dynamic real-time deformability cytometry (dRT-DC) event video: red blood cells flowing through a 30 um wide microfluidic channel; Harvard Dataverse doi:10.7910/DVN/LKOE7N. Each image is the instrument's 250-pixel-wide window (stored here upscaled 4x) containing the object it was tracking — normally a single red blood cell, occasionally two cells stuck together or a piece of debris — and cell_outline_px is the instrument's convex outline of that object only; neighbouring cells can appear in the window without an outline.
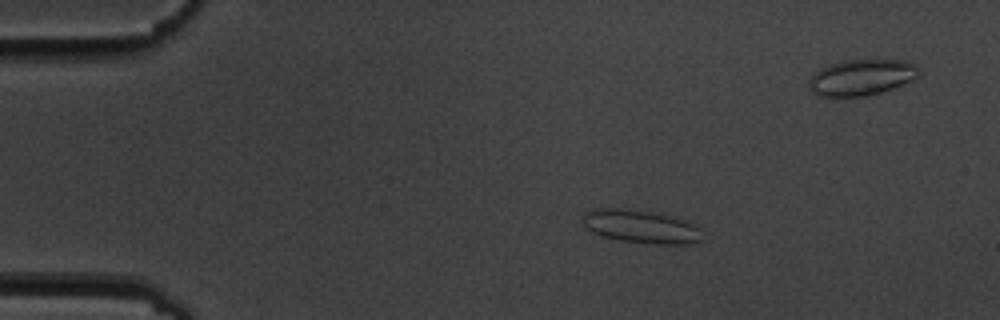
{"species": "common noctule bat (a hibernating species)", "species_latin": "Nyctalus noctula", "temperature_condition": "cold", "stored_images_in_passage": 10, "segment_of_instrument_passage": [1, 2], "camera_frame_rate_fps": 3000, "um_per_image_px": 0.085, "animal": {"sex": "male", "body_mass_g": 19.5, "forearm_length_mm": 54.6}, "frame": {"image": 1, "passage_image": 2, "time_ms": 1.0, "image_size_px": [1000, 320], "cell_outline_px": [[704, 240], [688, 244], [656, 244], [620, 240], [600, 236], [584, 228], [584, 216], [592, 208], [624, 208], [652, 212], [684, 220], [700, 228]], "centroid_in_image_um": [54.48, 19.27], "position_along_channel_um": 30.5, "area_um2": 23.12}}
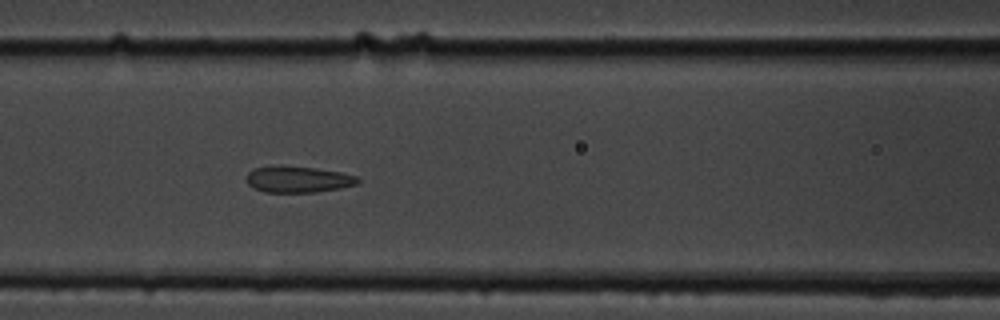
{"frame": {"image": 2, "passage_image": 6, "time_ms": 5.667, "image_size_px": [1000, 320], "cell_outline_px": [[360, 180], [356, 184], [340, 188], [316, 192], [264, 192], [248, 184], [248, 172], [252, 168], [316, 168], [340, 172], [356, 176]], "centroid_in_image_um": [25.39, 15.28], "position_along_channel_um": 141.2, "area_um2": 16.24}}
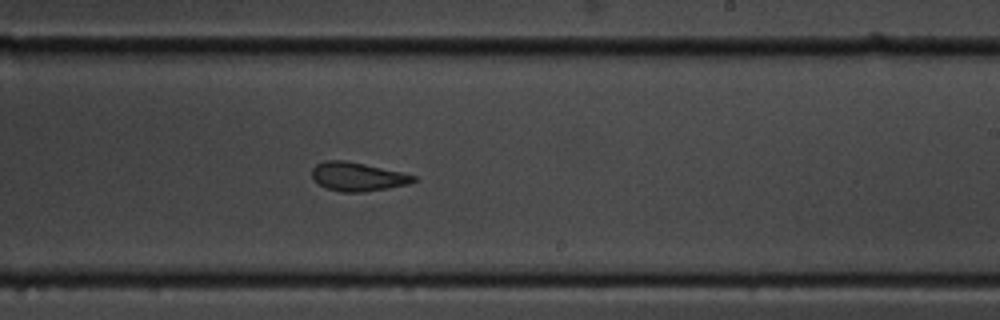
{"frame": {"image": 3, "passage_image": 9, "time_ms": 9.0, "image_size_px": [1000, 320], "cell_outline_px": [[416, 180], [408, 184], [388, 188], [364, 192], [340, 192], [324, 188], [312, 176], [312, 168], [316, 164], [324, 160], [344, 160], [364, 164], [400, 172], [416, 176]], "centroid_in_image_um": [30.36, 15.02], "position_along_channel_um": 258.6, "area_um2": 16.88}}